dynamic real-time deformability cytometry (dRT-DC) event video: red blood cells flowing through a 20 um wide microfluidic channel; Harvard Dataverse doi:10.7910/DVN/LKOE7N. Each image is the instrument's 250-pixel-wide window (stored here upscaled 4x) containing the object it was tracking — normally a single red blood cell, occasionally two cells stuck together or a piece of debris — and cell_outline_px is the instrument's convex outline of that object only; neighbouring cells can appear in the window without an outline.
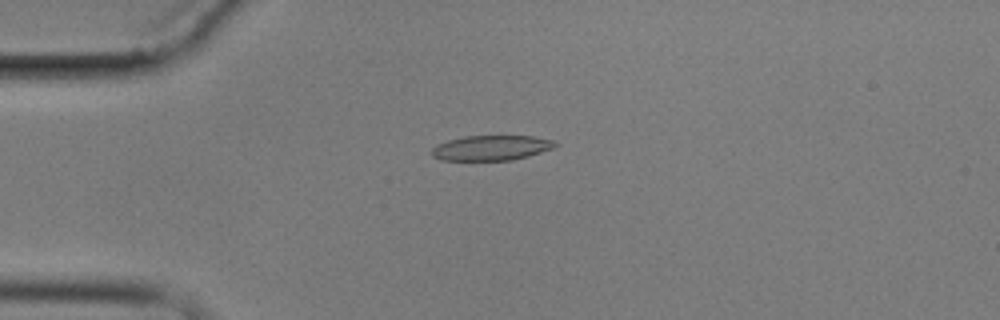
{"species": "common noctule bat (a hibernating species)", "species_latin": "Nyctalus noctula", "temperature_condition": "cold", "stored_images_in_passage": 7, "camera_frame_rate_fps": 3000, "um_per_image_px": 0.085, "animal": {"sex": "male", "body_mass_g": 17.9}, "frame": {"image": 1, "passage_image": 4, "time_ms": 3.667, "image_size_px": [1000, 320], "cell_outline_px": [[556, 148], [528, 156], [512, 160], [440, 160], [432, 156], [432, 148], [436, 144], [448, 140], [464, 136], [532, 136], [556, 140]], "centroid_in_image_um": [41.78, 12.56], "position_along_channel_um": 43.2, "area_um2": 18.15}}
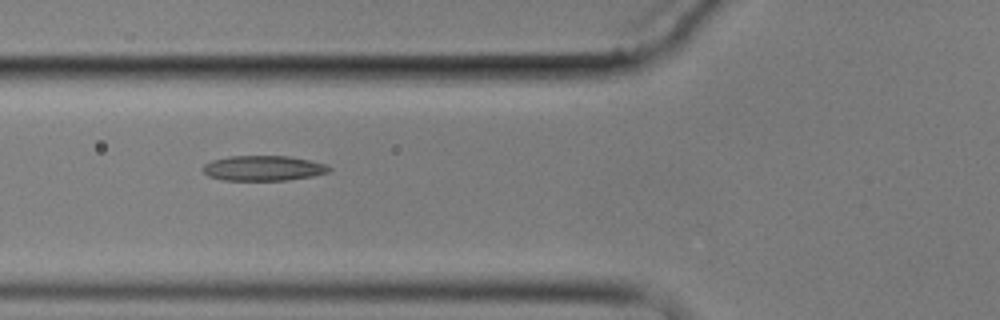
{"frame": {"image": 2, "passage_image": 6, "time_ms": 6.0, "image_size_px": [1000, 320], "cell_outline_px": [[332, 168], [328, 172], [312, 176], [288, 180], [224, 180], [208, 176], [200, 168], [204, 164], [212, 160], [228, 156], [288, 156], [308, 160], [324, 164]], "centroid_in_image_um": [22.33, 14.29], "position_along_channel_um": 103.5, "area_um2": 18.44}}
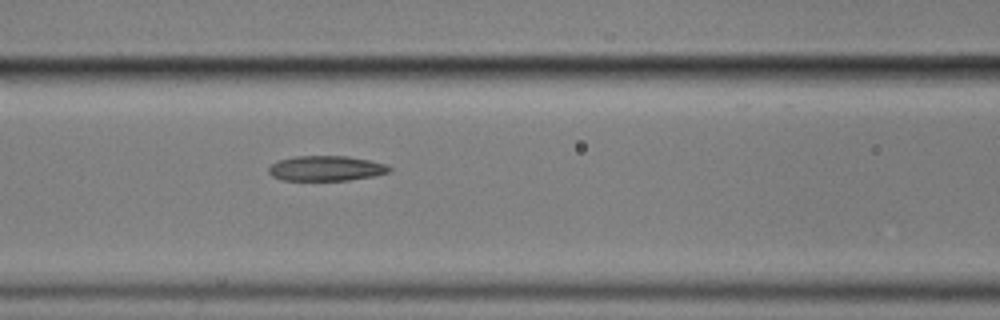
{"frame": {"image": 3, "passage_image": 7, "time_ms": 7.0, "image_size_px": [1000, 320], "cell_outline_px": [[392, 168], [388, 172], [376, 176], [348, 180], [280, 180], [272, 176], [268, 172], [268, 168], [272, 164], [280, 160], [296, 156], [348, 156], [388, 164]], "centroid_in_image_um": [27.74, 14.31], "position_along_channel_um": 138.9, "area_um2": 17.69}}